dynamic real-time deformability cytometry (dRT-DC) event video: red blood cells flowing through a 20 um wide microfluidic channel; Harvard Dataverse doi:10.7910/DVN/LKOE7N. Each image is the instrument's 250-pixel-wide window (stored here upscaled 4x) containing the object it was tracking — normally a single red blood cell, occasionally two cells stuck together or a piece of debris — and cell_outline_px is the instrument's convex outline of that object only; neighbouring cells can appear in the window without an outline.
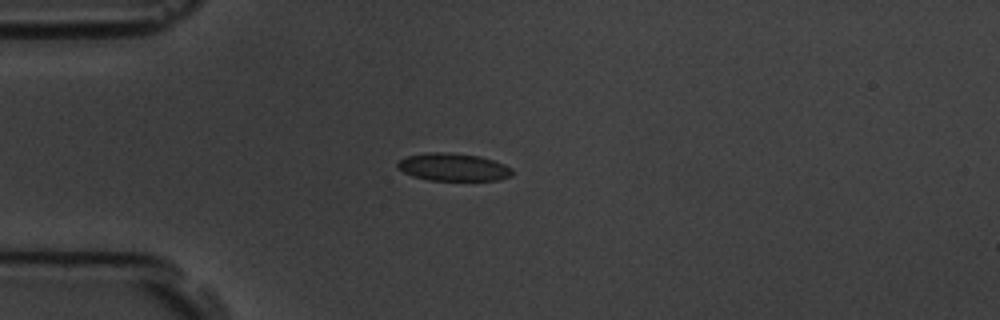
{"species": "common noctule bat (a hibernating species)", "species_latin": "Nyctalus noctula", "temperature_condition": "room temperature", "stored_images_in_passage": 2, "camera_frame_rate_fps": 3000, "um_per_image_px": 0.085, "animal": {"sex": "male", "body_mass_g": 19.5, "forearm_length_mm": 54.6}, "frame": {"image": 1, "passage_image": 1, "time_ms": 0.0, "image_size_px": [1000, 320], "cell_outline_px": [[512, 176], [496, 180], [428, 180], [412, 176], [396, 168], [396, 164], [400, 160], [408, 156], [432, 152], [444, 152], [480, 156], [504, 164], [512, 168]], "centroid_in_image_um": [38.52, 14.21], "position_along_channel_um": 46.5, "area_um2": 18.38}}
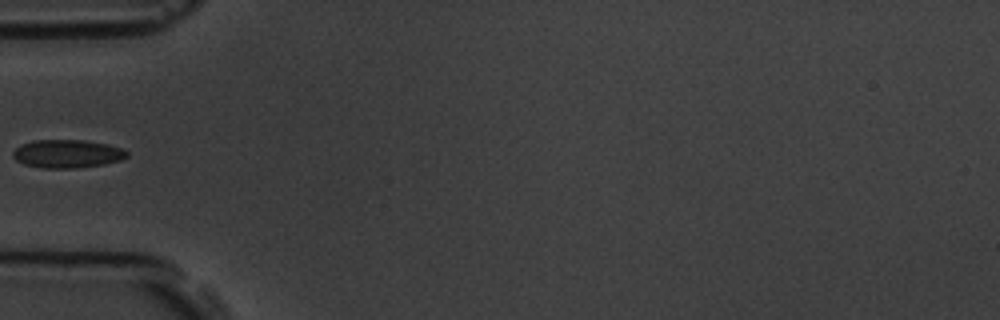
{"frame": {"image": 2, "passage_image": 2, "time_ms": 1.333, "image_size_px": [1000, 320], "cell_outline_px": [[128, 156], [120, 160], [104, 164], [76, 168], [40, 168], [24, 164], [16, 160], [12, 156], [12, 152], [20, 144], [32, 140], [84, 140], [108, 144], [120, 148], [128, 152]], "centroid_in_image_um": [5.68, 13.07], "position_along_channel_um": 79.3, "area_um2": 18.84}}